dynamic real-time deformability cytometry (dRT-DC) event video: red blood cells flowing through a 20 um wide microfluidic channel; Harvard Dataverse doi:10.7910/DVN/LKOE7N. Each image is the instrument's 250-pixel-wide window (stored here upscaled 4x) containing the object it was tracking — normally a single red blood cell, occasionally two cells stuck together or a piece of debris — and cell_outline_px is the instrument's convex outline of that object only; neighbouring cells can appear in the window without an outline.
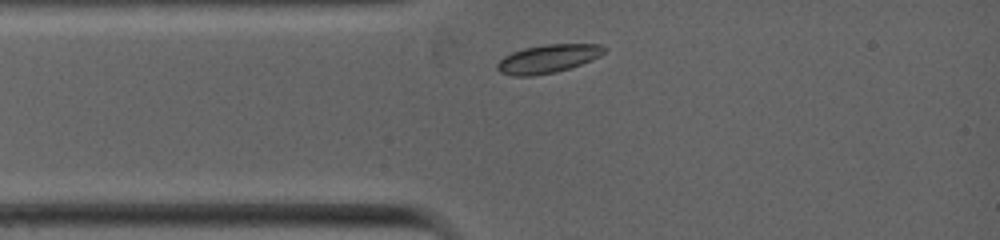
{"species": "common noctule bat (a hibernating species)", "species_latin": "Nyctalus noctula", "temperature_condition": "warm", "stored_images_in_passage": 8, "camera_frame_rate_fps": 5000, "um_per_image_px": 0.085, "animal": {"sex": "female", "body_mass_g": 19.0, "forearm_length_mm": 53.3}, "frame": {"image": 1, "passage_image": 1, "time_ms": 0.0, "image_size_px": [1000, 240], "cell_outline_px": [[604, 52], [600, 56], [580, 64], [556, 72], [532, 76], [512, 76], [500, 72], [496, 68], [496, 64], [504, 56], [512, 52], [524, 48], [548, 44], [600, 44], [604, 48]], "centroid_in_image_um": [46.53, 5.0], "position_along_channel_um": 38.5, "area_um2": 17.51}}
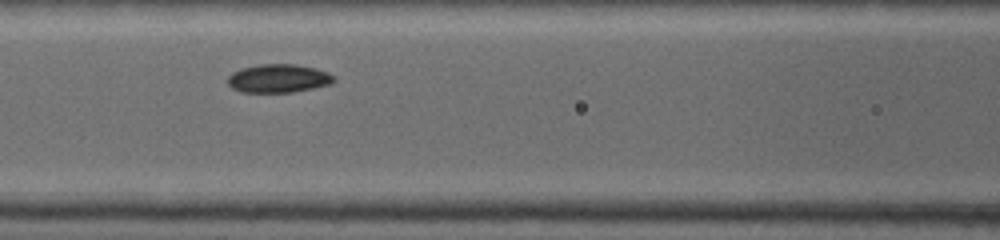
{"frame": {"image": 2, "passage_image": 5, "time_ms": 2.2, "image_size_px": [1000, 240], "cell_outline_px": [[336, 80], [332, 84], [292, 92], [240, 92], [232, 88], [228, 84], [228, 76], [232, 72], [244, 68], [260, 64], [296, 64], [316, 68], [328, 72]], "centroid_in_image_um": [23.67, 6.66], "position_along_channel_um": 142.9, "area_um2": 17.57}}
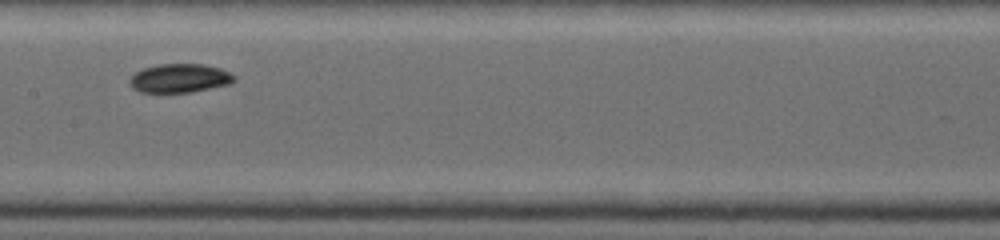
{"frame": {"image": 3, "passage_image": 7, "time_ms": 3.2, "image_size_px": [1000, 240], "cell_outline_px": [[236, 80], [228, 84], [188, 92], [140, 92], [132, 88], [128, 80], [136, 72], [144, 68], [160, 64], [200, 64], [220, 68], [236, 76]], "centroid_in_image_um": [15.25, 6.64], "position_along_channel_um": 192.2, "area_um2": 17.28}}